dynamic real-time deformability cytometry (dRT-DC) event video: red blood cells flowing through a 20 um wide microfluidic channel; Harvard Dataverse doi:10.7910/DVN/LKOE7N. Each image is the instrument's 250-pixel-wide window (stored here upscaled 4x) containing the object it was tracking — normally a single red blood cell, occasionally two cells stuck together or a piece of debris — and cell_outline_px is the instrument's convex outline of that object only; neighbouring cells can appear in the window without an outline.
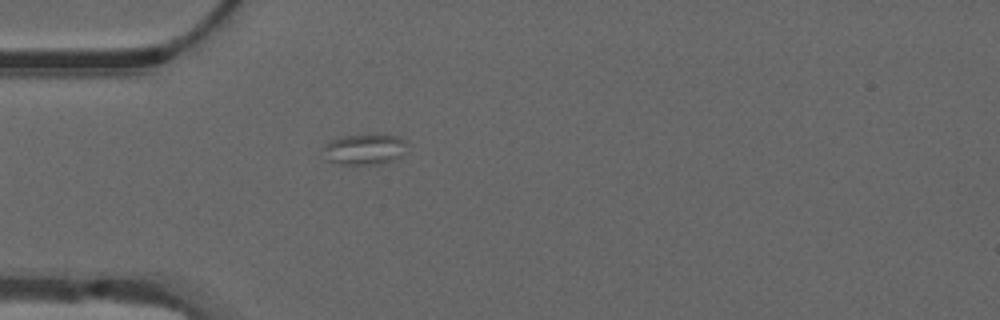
{"species": "common noctule bat (a hibernating species)", "species_latin": "Nyctalus noctula", "temperature_condition": "warm", "stored_images_in_passage": 39, "camera_frame_rate_fps": 3000, "um_per_image_px": 0.085, "animal": {"sex": "male", "forearm_length_mm": 52.5}, "frame": {"image": 1, "passage_image": 1, "time_ms": 0.0, "image_size_px": [1000, 320], "cell_outline_px": [[404, 140], [400, 156], [392, 160], [376, 164], [340, 164], [324, 160], [324, 144], [340, 136], [376, 132], [396, 136]], "centroid_in_image_um": [30.89, 12.65], "position_along_channel_um": 54.1, "area_um2": 15.14}}
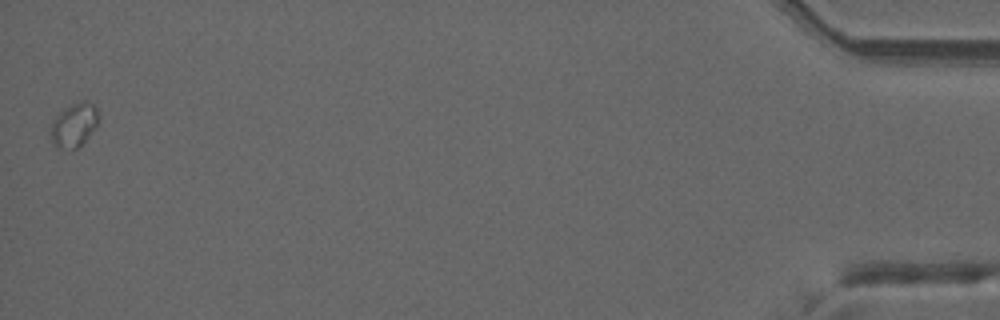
{"frame": {"image": 2, "passage_image": 39, "time_ms": 12.667, "image_size_px": [1000, 320], "cell_outline_px": [[96, 128], [72, 152], [56, 148], [52, 140], [52, 120], [60, 112], [72, 104], [80, 100], [84, 100], [92, 104], [96, 108]], "centroid_in_image_um": [6.26, 10.66], "position_along_channel_um": 428.9, "area_um2": 11.96}}